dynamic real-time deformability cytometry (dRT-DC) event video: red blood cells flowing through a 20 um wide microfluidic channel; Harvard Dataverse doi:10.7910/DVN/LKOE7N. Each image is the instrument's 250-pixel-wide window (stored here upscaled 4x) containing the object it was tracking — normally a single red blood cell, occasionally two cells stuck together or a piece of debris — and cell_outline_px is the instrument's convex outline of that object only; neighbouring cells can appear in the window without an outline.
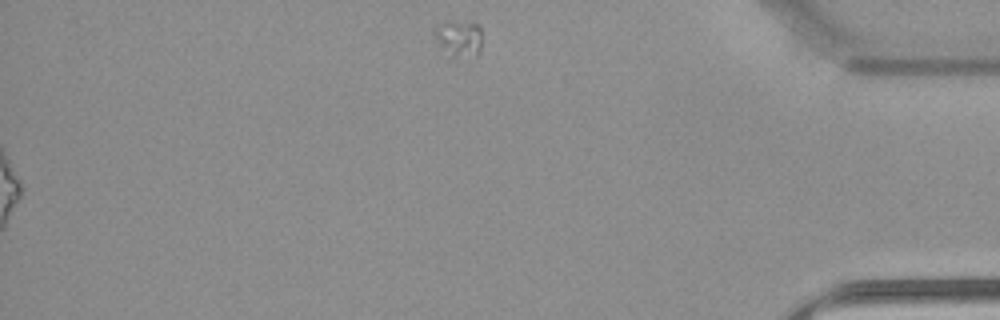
{"species": "common noctule bat (a hibernating species)", "species_latin": "Nyctalus noctula", "temperature_condition": "warm", "stored_images_in_passage": 55, "segment_of_instrument_passage": [2, 2], "camera_frame_rate_fps": 3000, "um_per_image_px": 0.085, "animal": {"sex": "female", "body_mass_g": 22.7, "forearm_length_mm": 54.2}, "frame": {"image": 1, "passage_image": 55, "time_ms": 18.0, "image_size_px": [1000, 320], "cell_outline_px": [[480, 56], [452, 56], [440, 48], [432, 32], [444, 20], [480, 24]], "centroid_in_image_um": [38.99, 3.25], "position_along_channel_um": 396.2, "area_um2": 10.17}}